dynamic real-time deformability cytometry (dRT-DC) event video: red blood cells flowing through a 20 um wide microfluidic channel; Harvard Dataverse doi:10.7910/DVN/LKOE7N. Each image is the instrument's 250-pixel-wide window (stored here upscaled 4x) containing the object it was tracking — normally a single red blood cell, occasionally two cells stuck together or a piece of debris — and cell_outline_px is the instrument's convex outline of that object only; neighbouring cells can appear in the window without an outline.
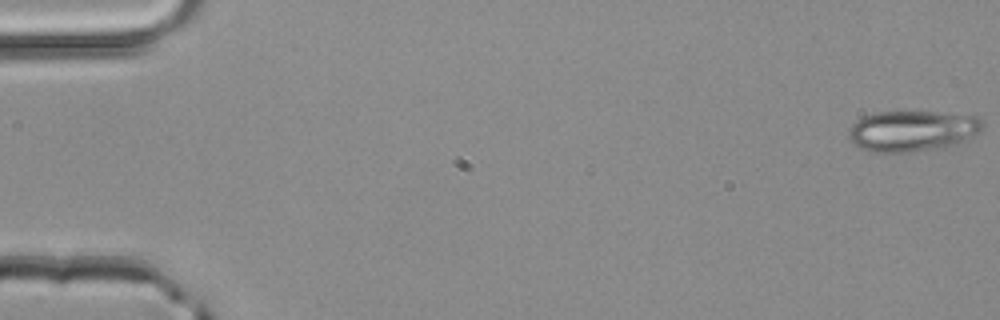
{"species": "common noctule bat (a hibernating species)", "species_latin": "Nyctalus noctula", "temperature_condition": "room temperature", "stored_images_in_passage": 51, "camera_frame_rate_fps": 3000, "um_per_image_px": 0.085, "animal": {"sex": "male", "body_mass_g": 20.4}, "frame": {"image": 1, "passage_image": 1, "time_ms": 0.0, "image_size_px": [1000, 320], "cell_outline_px": [[984, 124], [976, 132], [964, 140], [956, 144], [944, 148], [908, 152], [876, 152], [860, 148], [852, 144], [848, 136], [848, 132], [852, 124], [864, 116], [876, 112], [936, 112], [976, 116]], "centroid_in_image_um": [77.49, 11.13], "position_along_channel_um": 7.5, "area_um2": 31.62}}
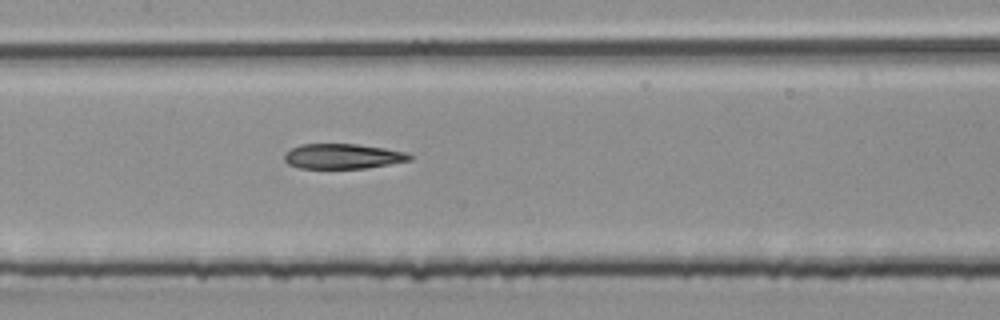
{"frame": {"image": 2, "passage_image": 25, "time_ms": 8.0, "image_size_px": [1000, 320], "cell_outline_px": [[412, 160], [364, 168], [300, 168], [288, 164], [284, 160], [284, 152], [300, 144], [356, 144], [384, 148], [404, 152], [412, 156]], "centroid_in_image_um": [29.09, 13.28], "position_along_channel_um": 178.3, "area_um2": 18.15}}
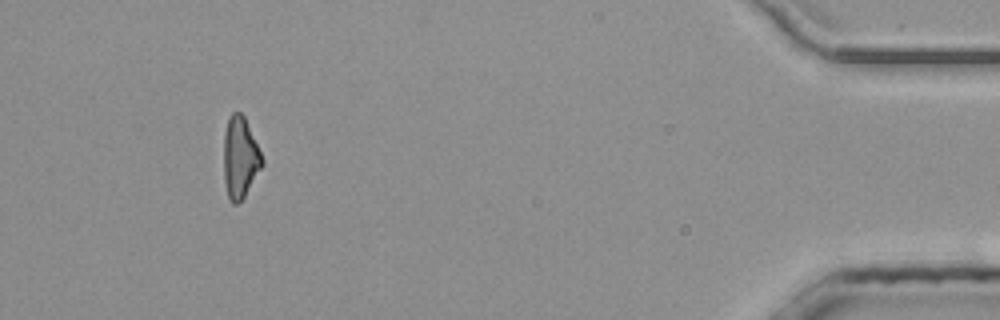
{"frame": {"image": 3, "passage_image": 47, "time_ms": 15.333, "image_size_px": [1000, 320], "cell_outline_px": [[264, 164], [244, 196], [236, 204], [232, 204], [228, 200], [224, 180], [224, 132], [228, 116], [232, 112], [240, 112], [244, 116], [264, 160]], "centroid_in_image_um": [20.39, 13.39], "position_along_channel_um": 414.8, "area_um2": 18.21}, "authors_computed_cell_mechanics": {"area_um2": 19.3052, "velocity_mm_per_s": 4.1781, "shape_relaxation_time_tau1_ms": null, "shape_relaxation_time_tau2_ms": 5.4699, "deformation_change_tau1": null, "deformation_change_tau2": 0.1852}}